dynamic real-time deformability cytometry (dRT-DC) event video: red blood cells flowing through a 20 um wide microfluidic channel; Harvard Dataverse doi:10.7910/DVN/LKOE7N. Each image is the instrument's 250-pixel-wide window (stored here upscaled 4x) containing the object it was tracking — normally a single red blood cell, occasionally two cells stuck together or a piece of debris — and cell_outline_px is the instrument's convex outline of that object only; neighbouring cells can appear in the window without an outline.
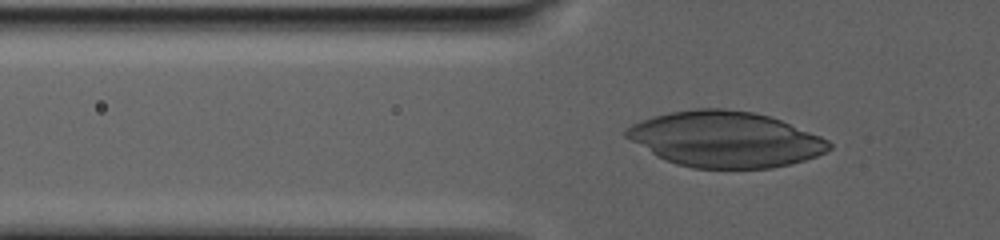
{"species": "human", "species_latin": "Homo sapiens", "temperature_condition": "warm", "stored_images_in_passage": 89, "camera_frame_rate_fps": 3000, "um_per_image_px": 0.085, "donor": {"sex": "male"}, "frame": {"image": 1, "passage_image": 28, "time_ms": 11.333, "image_size_px": [1000, 240], "cell_outline_px": [[832, 148], [816, 156], [804, 160], [772, 168], [692, 168], [676, 164], [656, 156], [624, 136], [624, 132], [632, 124], [656, 116], [672, 112], [696, 108], [724, 108], [752, 112], [768, 116], [780, 120], [820, 136], [828, 140], [832, 144]], "centroid_in_image_um": [61.65, 11.84], "position_along_channel_um": 64.2, "area_um2": 65.31}}
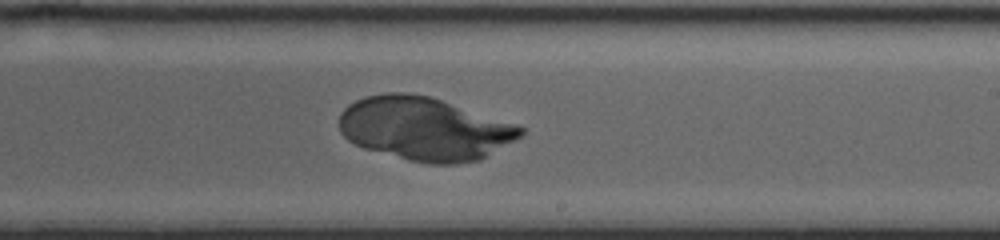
{"frame": {"image": 2, "passage_image": 58, "time_ms": 20.0, "image_size_px": [1000, 240], "cell_outline_px": [[524, 136], [480, 160], [456, 164], [428, 164], [408, 160], [364, 148], [348, 140], [340, 132], [340, 112], [348, 104], [364, 96], [388, 92], [408, 92], [428, 96], [516, 124], [524, 128]], "centroid_in_image_um": [36.09, 10.95], "position_along_channel_um": 252.9, "area_um2": 66.99}}
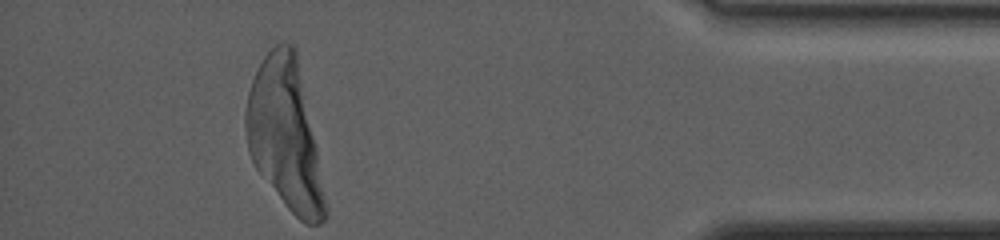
{"frame": {"image": 3, "passage_image": 89, "time_ms": 28.667, "image_size_px": [1000, 240], "cell_outline_px": [[328, 216], [320, 224], [304, 224], [284, 204], [256, 168], [248, 152], [244, 124], [244, 112], [248, 92], [252, 80], [264, 56], [276, 44], [292, 44], [296, 48], [328, 208]], "centroid_in_image_um": [24.22, 11.48], "position_along_channel_um": 411.0, "area_um2": 68.72}}